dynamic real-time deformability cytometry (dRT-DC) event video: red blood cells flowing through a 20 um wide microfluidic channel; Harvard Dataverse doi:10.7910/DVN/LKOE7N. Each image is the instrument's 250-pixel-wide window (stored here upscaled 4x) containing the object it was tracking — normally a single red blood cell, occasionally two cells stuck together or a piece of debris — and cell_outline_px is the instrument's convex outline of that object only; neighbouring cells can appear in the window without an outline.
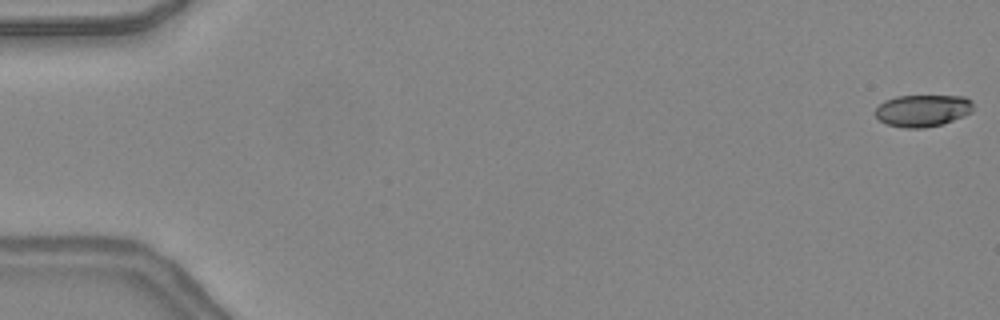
{"species": "common noctule bat (a hibernating species)", "species_latin": "Nyctalus noctula", "temperature_condition": "warm", "stored_images_in_passage": 48, "camera_frame_rate_fps": 3000, "um_per_image_px": 0.085, "animal": {"sex": "female", "body_mass_g": 24.6, "forearm_length_mm": 56.2}, "frame": {"image": 1, "passage_image": 1, "time_ms": 0.0, "image_size_px": [1000, 320], "cell_outline_px": [[972, 112], [964, 116], [940, 124], [924, 128], [904, 128], [888, 124], [880, 120], [876, 116], [876, 108], [884, 100], [896, 96], [964, 96], [972, 100]], "centroid_in_image_um": [78.43, 9.39], "position_along_channel_um": 6.6, "area_um2": 18.15}}
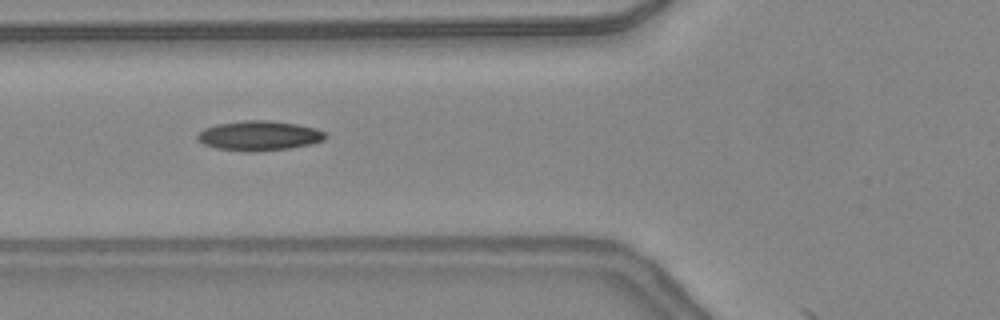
{"frame": {"image": 2, "passage_image": 19, "time_ms": 6.0, "image_size_px": [1000, 320], "cell_outline_px": [[328, 136], [324, 140], [312, 144], [288, 148], [216, 148], [204, 144], [196, 136], [204, 128], [216, 124], [244, 120], [268, 120], [296, 124], [316, 128], [324, 132]], "centroid_in_image_um": [22.08, 11.47], "position_along_channel_um": 103.7, "area_um2": 21.04}}
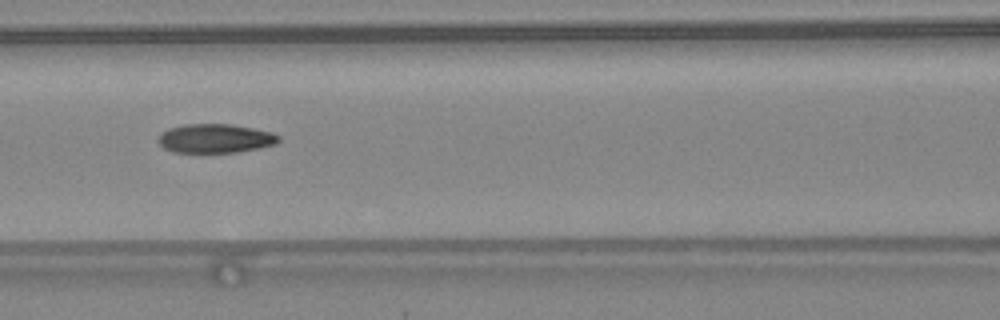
{"frame": {"image": 3, "passage_image": 22, "time_ms": 7.0, "image_size_px": [1000, 320], "cell_outline_px": [[280, 140], [276, 144], [260, 148], [236, 152], [172, 152], [164, 148], [156, 140], [160, 132], [168, 128], [184, 124], [232, 124], [272, 132], [280, 136]], "centroid_in_image_um": [18.27, 11.76], "position_along_channel_um": 148.3, "area_um2": 20.52}, "authors_computed_cell_mechanics": {"area_um2": 20.4901, "velocity_mm_per_s": 4.3812, "shape_relaxation_time_tau1_ms": 6.9504, "shape_relaxation_time_tau2_ms": 1.9439, "deformation_change_tau1": 0.2105, "deformation_change_tau2": 0.0909}}